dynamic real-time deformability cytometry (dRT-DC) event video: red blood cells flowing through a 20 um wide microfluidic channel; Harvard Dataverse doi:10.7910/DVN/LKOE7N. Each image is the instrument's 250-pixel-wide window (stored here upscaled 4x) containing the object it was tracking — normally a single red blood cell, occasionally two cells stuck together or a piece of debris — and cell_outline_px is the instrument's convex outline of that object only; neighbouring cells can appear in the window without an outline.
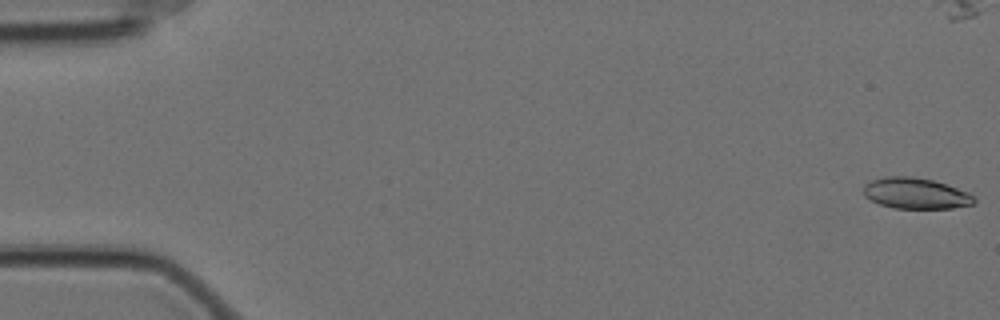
{"species": "Egyptian fruit bat (a non-hibernating species)", "species_latin": "Rousettus aegyptiacus", "temperature_condition": "cold", "stored_images_in_passage": 59, "camera_frame_rate_fps": 3000, "um_per_image_px": 0.085, "animal": {"sex": "female"}, "frame": {"image": 1, "passage_image": 1, "time_ms": 0.0, "image_size_px": [1000, 320], "cell_outline_px": [[976, 200], [972, 204], [952, 208], [892, 208], [880, 204], [864, 196], [864, 184], [872, 180], [888, 176], [912, 176], [932, 180], [968, 192]], "centroid_in_image_um": [77.8, 16.43], "position_along_channel_um": 7.2, "area_um2": 19.71}}
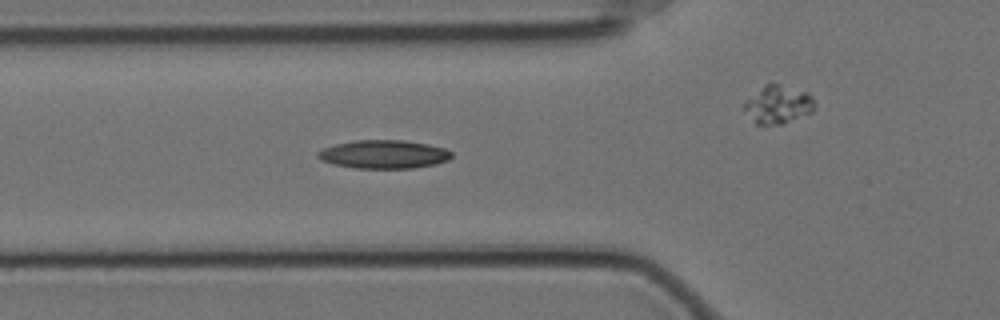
{"frame": {"image": 2, "passage_image": 21, "time_ms": 6.667, "image_size_px": [1000, 320], "cell_outline_px": [[452, 156], [448, 160], [436, 164], [412, 168], [356, 168], [332, 164], [320, 160], [316, 156], [316, 152], [324, 148], [336, 144], [352, 140], [404, 140], [428, 144], [444, 148], [452, 152]], "centroid_in_image_um": [32.6, 13.11], "position_along_channel_um": 93.2, "area_um2": 22.25}}
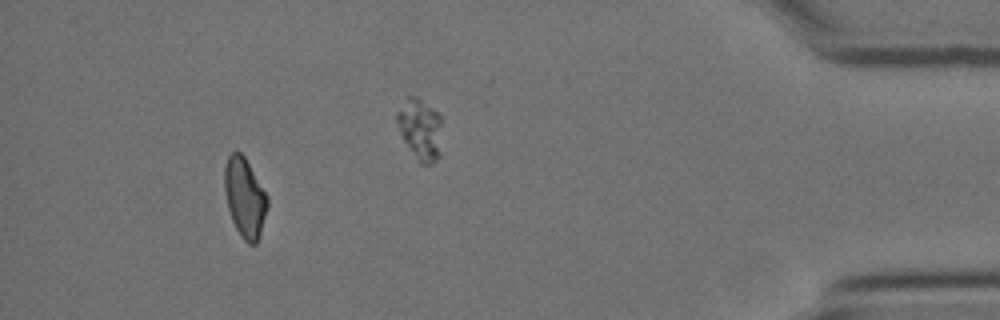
{"frame": {"image": 3, "passage_image": 54, "time_ms": 17.667, "image_size_px": [1000, 320], "cell_outline_px": [[268, 208], [260, 236], [256, 244], [248, 244], [240, 236], [232, 220], [228, 208], [224, 188], [224, 168], [228, 156], [232, 152], [240, 152], [244, 156], [268, 196]], "centroid_in_image_um": [20.81, 16.82], "position_along_channel_um": 414.4, "area_um2": 19.94}}